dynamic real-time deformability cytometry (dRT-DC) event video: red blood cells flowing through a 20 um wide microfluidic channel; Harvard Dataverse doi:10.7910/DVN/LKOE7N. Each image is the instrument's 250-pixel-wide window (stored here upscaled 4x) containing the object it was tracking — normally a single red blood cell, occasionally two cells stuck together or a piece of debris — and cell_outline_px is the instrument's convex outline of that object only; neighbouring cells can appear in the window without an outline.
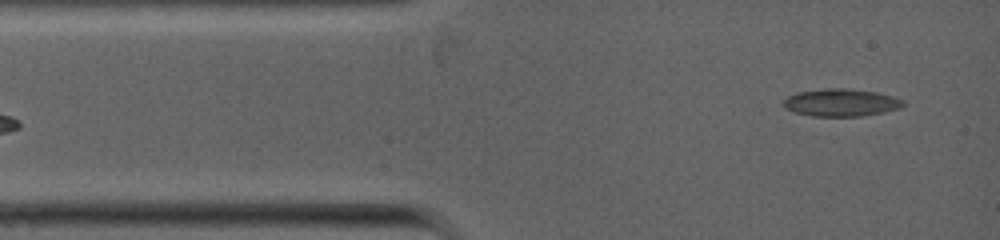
{"species": "common noctule bat (a hibernating species)", "species_latin": "Nyctalus noctula", "temperature_condition": "warm", "stored_images_in_passage": 21, "camera_frame_rate_fps": 5000, "um_per_image_px": 0.085, "animal": {"sex": "female", "body_mass_g": 19.0, "forearm_length_mm": 53.3}, "frame": {"image": 1, "passage_image": 5, "time_ms": 0.4, "image_size_px": [1000, 240], "cell_outline_px": [[904, 104], [900, 108], [884, 112], [860, 116], [812, 116], [796, 112], [784, 108], [784, 100], [788, 96], [796, 92], [828, 88], [844, 88], [876, 92], [892, 96], [904, 100]], "centroid_in_image_um": [71.49, 8.72], "position_along_channel_um": 13.5, "area_um2": 19.07}}
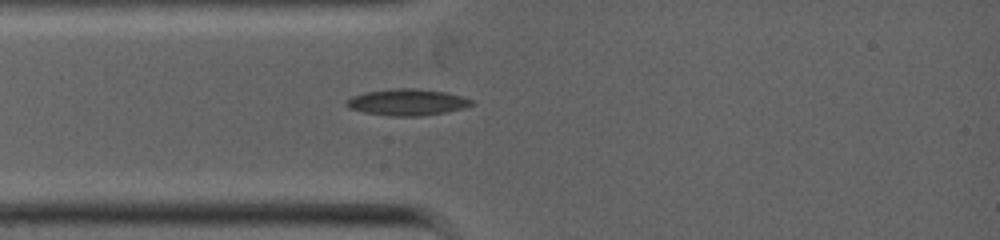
{"frame": {"image": 2, "passage_image": 18, "time_ms": 2.0, "image_size_px": [1000, 240], "cell_outline_px": [[476, 104], [464, 108], [444, 112], [420, 116], [392, 116], [364, 112], [348, 108], [344, 104], [352, 96], [364, 92], [396, 88], [412, 88], [444, 92], [460, 96], [472, 100]], "centroid_in_image_um": [34.6, 8.69], "position_along_channel_um": 50.4, "area_um2": 19.13}}